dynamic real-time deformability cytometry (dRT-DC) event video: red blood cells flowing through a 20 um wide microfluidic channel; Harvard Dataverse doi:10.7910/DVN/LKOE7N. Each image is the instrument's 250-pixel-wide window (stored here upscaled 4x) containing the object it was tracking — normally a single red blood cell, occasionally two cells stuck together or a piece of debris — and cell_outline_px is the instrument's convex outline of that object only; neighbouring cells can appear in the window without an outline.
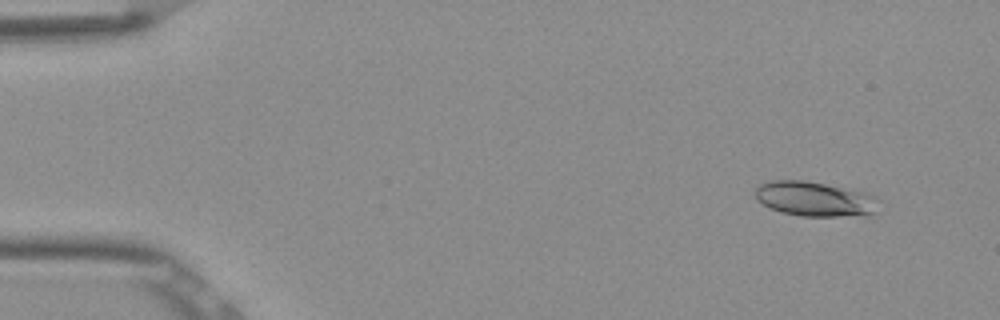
{"species": "Egyptian fruit bat (a non-hibernating species)", "species_latin": "Rousettus aegyptiacus", "temperature_condition": "room temperature", "stored_images_in_passage": 52, "camera_frame_rate_fps": 3000, "um_per_image_px": 0.085, "frame": {"image": 1, "passage_image": 4, "time_ms": 1.0, "image_size_px": [1000, 320], "cell_outline_px": [[880, 200], [876, 212], [868, 216], [800, 216], [780, 212], [756, 200], [756, 188], [760, 184], [772, 180], [804, 180], [864, 192], [876, 196]], "centroid_in_image_um": [69.31, 16.92], "position_along_channel_um": 15.7, "area_um2": 25.14}}
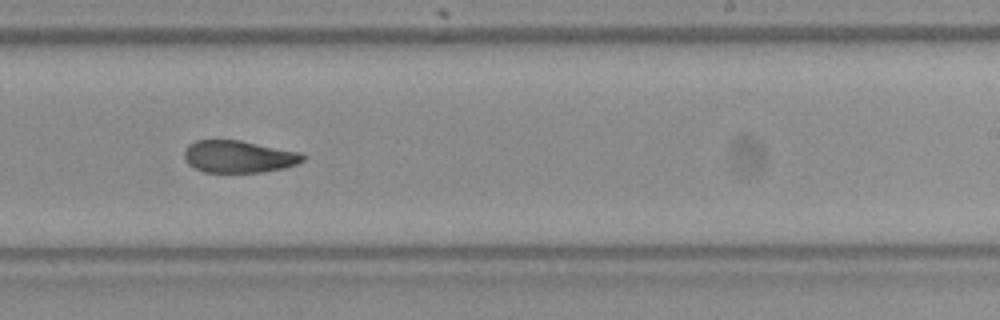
{"frame": {"image": 2, "passage_image": 32, "time_ms": 10.333, "image_size_px": [1000, 320], "cell_outline_px": [[308, 156], [304, 160], [296, 164], [284, 168], [264, 172], [204, 172], [188, 164], [184, 160], [184, 148], [188, 144], [196, 140], [240, 140], [304, 152]], "centroid_in_image_um": [20.33, 13.3], "position_along_channel_um": 268.7, "area_um2": 22.66}}
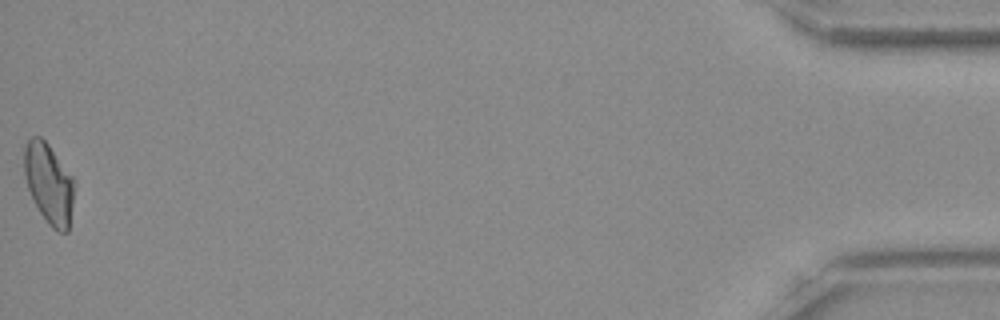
{"frame": {"image": 3, "passage_image": 52, "time_ms": 17.0, "image_size_px": [1000, 320], "cell_outline_px": [[76, 180], [68, 232], [56, 232], [48, 224], [40, 212], [28, 188], [24, 176], [24, 148], [28, 140], [32, 136], [40, 136], [48, 144]], "centroid_in_image_um": [4.17, 15.59], "position_along_channel_um": 431.0, "area_um2": 23.52}, "authors_computed_cell_mechanics": {"area_um2": 23.2356, "velocity_mm_per_s": 3.8917, "shape_relaxation_time_tau1_ms": null, "shape_relaxation_time_tau2_ms": 4.1894, "deformation_change_tau1": null, "deformation_change_tau2": 0.1026}}